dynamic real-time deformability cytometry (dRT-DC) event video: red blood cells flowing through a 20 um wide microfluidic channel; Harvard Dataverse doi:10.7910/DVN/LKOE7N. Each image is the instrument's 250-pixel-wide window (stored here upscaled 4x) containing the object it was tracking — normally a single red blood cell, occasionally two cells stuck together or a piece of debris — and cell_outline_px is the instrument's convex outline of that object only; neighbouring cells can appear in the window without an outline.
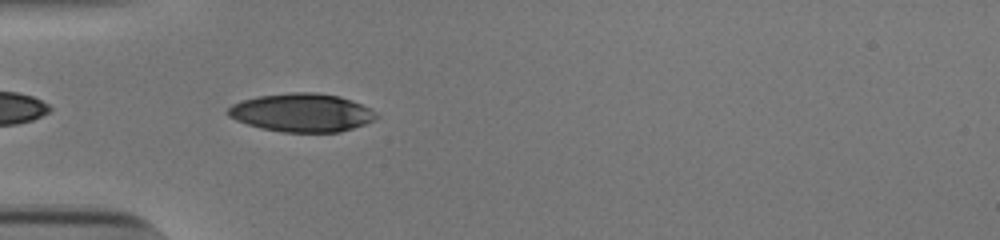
{"species": "human", "species_latin": "Homo sapiens", "temperature_condition": "cold", "stored_images_in_passage": 36, "camera_frame_rate_fps": 3000, "um_per_image_px": 0.085, "donor": {"sex": "male"}, "frame": {"image": 1, "passage_image": 2, "time_ms": 0.333, "image_size_px": [1000, 240], "cell_outline_px": [[380, 116], [364, 124], [340, 132], [284, 132], [260, 128], [236, 120], [228, 116], [228, 108], [232, 104], [256, 96], [292, 92], [316, 92], [340, 96], [352, 100], [372, 108]], "centroid_in_image_um": [25.68, 9.56], "position_along_channel_um": 59.3, "area_um2": 33.23}}
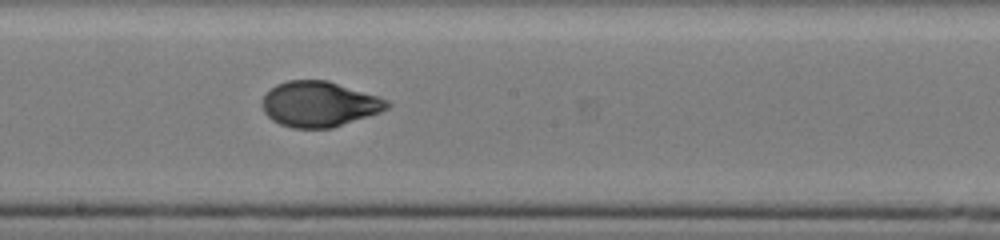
{"frame": {"image": 2, "passage_image": 15, "time_ms": 4.667, "image_size_px": [1000, 240], "cell_outline_px": [[392, 104], [388, 108], [380, 112], [332, 128], [292, 128], [280, 124], [272, 120], [264, 112], [260, 104], [264, 96], [276, 84], [288, 80], [328, 80], [380, 96], [388, 100]], "centroid_in_image_um": [27.14, 8.84], "position_along_channel_um": 221.1, "area_um2": 33.23}}
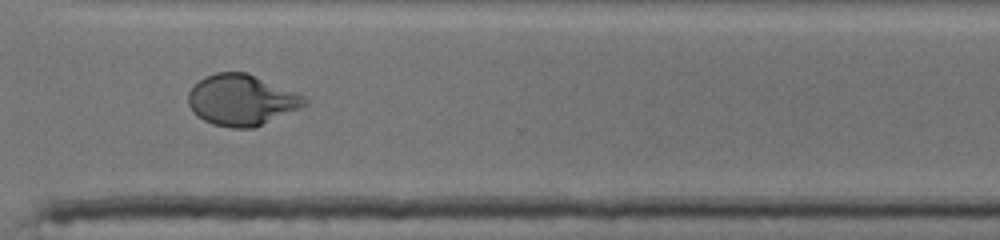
{"frame": {"image": 3, "passage_image": 25, "time_ms": 8.0, "image_size_px": [1000, 240], "cell_outline_px": [[308, 104], [304, 108], [256, 128], [232, 128], [212, 124], [196, 116], [192, 112], [188, 104], [188, 92], [204, 76], [216, 72], [248, 72], [296, 92], [304, 96], [308, 100]], "centroid_in_image_um": [20.58, 8.52], "position_along_channel_um": 350.0, "area_um2": 35.2}, "authors_computed_cell_mechanics": {"area_um2": 33.5529, "velocity_mm_per_s": 3.8635, "shape_relaxation_time_tau1_ms": 5.3073, "shape_relaxation_time_tau2_ms": 0.9406, "deformation_change_tau1": 0.2082, "deformation_change_tau2": 0.0476}}